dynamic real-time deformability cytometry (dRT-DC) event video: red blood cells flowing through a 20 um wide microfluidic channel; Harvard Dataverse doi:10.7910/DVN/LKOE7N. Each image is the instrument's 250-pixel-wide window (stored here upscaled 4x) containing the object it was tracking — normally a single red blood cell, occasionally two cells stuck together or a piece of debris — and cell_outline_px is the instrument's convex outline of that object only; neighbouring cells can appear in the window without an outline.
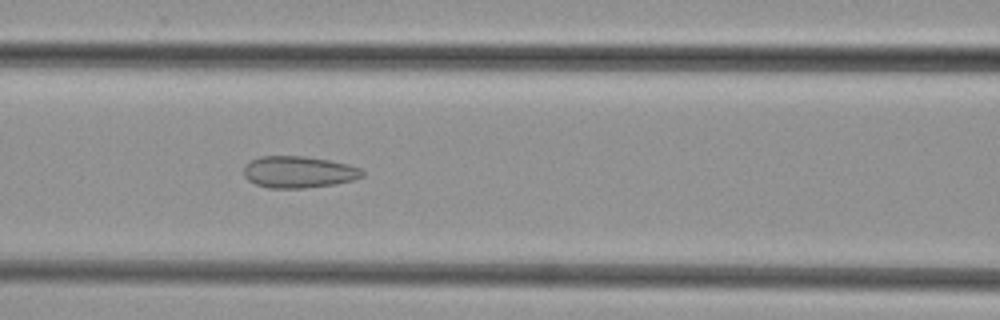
{"species": "common noctule bat (a hibernating species)", "species_latin": "Nyctalus noctula", "temperature_condition": "cold", "stored_images_in_passage": 38, "camera_frame_rate_fps": 3000, "um_per_image_px": 0.085, "animal": {"sex": "female", "body_mass_g": 29.2, "forearm_length_mm": 56.3}, "frame": {"image": 1, "passage_image": 10, "time_ms": 3.0, "image_size_px": [1000, 320], "cell_outline_px": [[364, 176], [352, 180], [336, 184], [304, 188], [268, 188], [256, 184], [248, 180], [244, 176], [244, 164], [260, 156], [304, 156], [328, 160], [348, 164], [360, 168], [364, 172]], "centroid_in_image_um": [25.37, 14.62], "position_along_channel_um": 141.2, "area_um2": 21.96}}
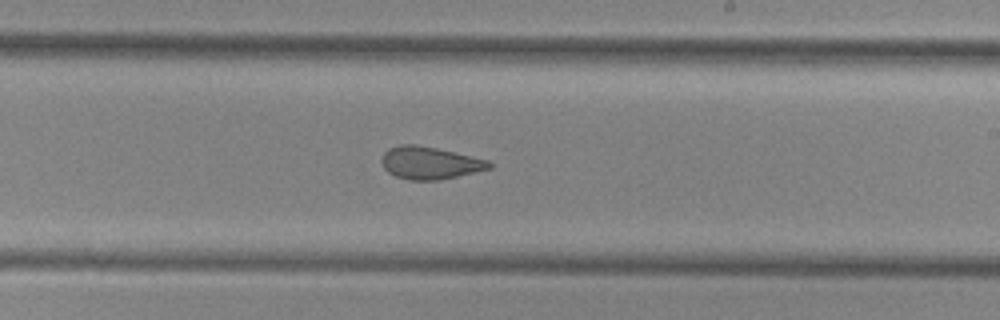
{"frame": {"image": 2, "passage_image": 18, "time_ms": 5.667, "image_size_px": [1000, 320], "cell_outline_px": [[492, 168], [440, 180], [408, 180], [396, 176], [388, 172], [384, 168], [380, 160], [384, 152], [388, 148], [400, 144], [416, 144], [436, 148], [488, 160], [492, 164]], "centroid_in_image_um": [36.5, 13.84], "position_along_channel_um": 252.5, "area_um2": 20.35}}
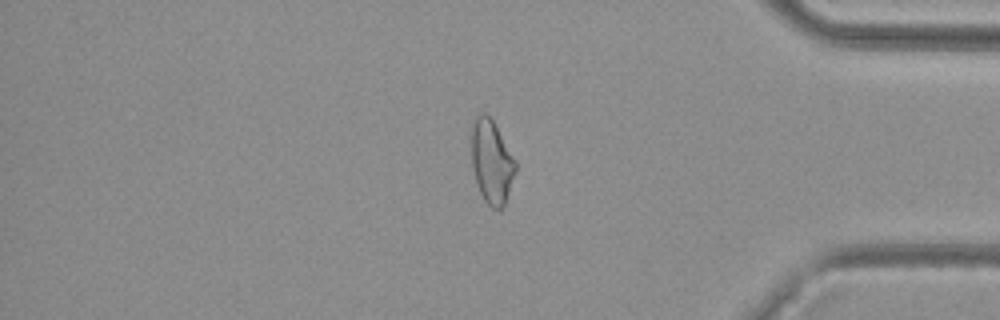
{"frame": {"image": 3, "passage_image": 30, "time_ms": 9.667, "image_size_px": [1000, 320], "cell_outline_px": [[516, 172], [504, 208], [492, 208], [484, 200], [480, 192], [472, 168], [468, 136], [472, 120], [480, 112], [484, 112], [492, 120], [516, 160]], "centroid_in_image_um": [41.74, 13.7], "position_along_channel_um": 393.5, "area_um2": 22.14}}